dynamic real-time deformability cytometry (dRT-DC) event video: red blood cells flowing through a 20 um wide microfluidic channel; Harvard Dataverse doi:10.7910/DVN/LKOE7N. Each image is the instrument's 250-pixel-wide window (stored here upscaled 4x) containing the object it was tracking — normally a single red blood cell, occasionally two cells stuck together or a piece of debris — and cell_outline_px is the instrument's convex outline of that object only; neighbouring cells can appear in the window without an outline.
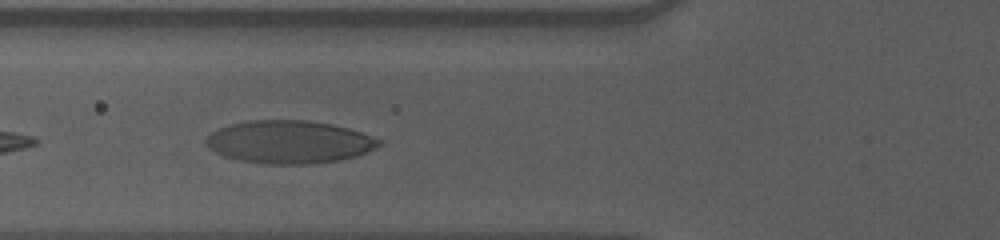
{"species": "human", "species_latin": "Homo sapiens", "temperature_condition": "cold", "stored_images_in_passage": 15, "camera_frame_rate_fps": 3000, "um_per_image_px": 0.085, "donor": {"sex": "male"}, "frame": {"image": 1, "passage_image": 5, "time_ms": 1.333, "image_size_px": [1000, 240], "cell_outline_px": [[384, 144], [368, 152], [356, 156], [340, 160], [312, 164], [264, 164], [240, 160], [224, 156], [208, 148], [204, 144], [204, 140], [216, 128], [228, 124], [248, 120], [308, 120], [332, 124], [348, 128], [384, 140]], "centroid_in_image_um": [24.59, 12.06], "position_along_channel_um": 101.2, "area_um2": 43.75}}
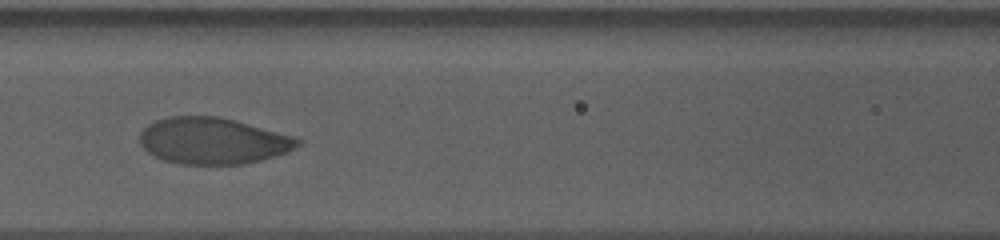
{"frame": {"image": 2, "passage_image": 9, "time_ms": 2.667, "image_size_px": [1000, 240], "cell_outline_px": [[304, 140], [300, 144], [288, 152], [260, 160], [240, 164], [180, 164], [164, 160], [148, 152], [140, 144], [140, 132], [148, 124], [156, 120], [172, 116], [216, 116], [232, 120], [292, 136]], "centroid_in_image_um": [18.07, 11.97], "position_along_channel_um": 148.5, "area_um2": 42.25}}